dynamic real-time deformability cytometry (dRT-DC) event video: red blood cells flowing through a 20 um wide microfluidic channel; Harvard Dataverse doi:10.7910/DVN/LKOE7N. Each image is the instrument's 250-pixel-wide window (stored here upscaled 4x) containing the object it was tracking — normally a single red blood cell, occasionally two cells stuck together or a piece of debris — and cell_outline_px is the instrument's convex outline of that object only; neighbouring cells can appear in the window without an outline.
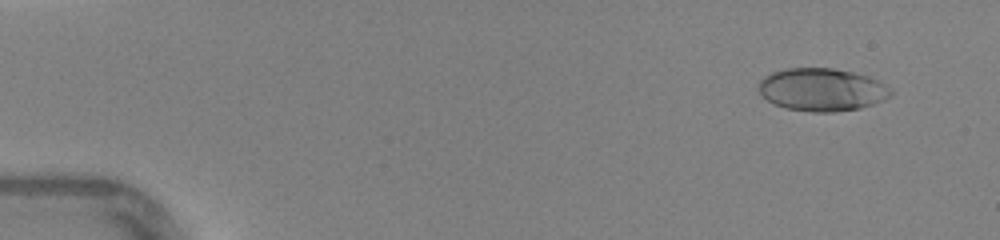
{"species": "human", "species_latin": "Homo sapiens", "temperature_condition": "warm", "stored_images_in_passage": 46, "camera_frame_rate_fps": 3000, "um_per_image_px": 0.085, "donor": {"sex": "female"}, "frame": {"image": 1, "passage_image": 4, "time_ms": 1.0, "image_size_px": [1000, 240], "cell_outline_px": [[892, 92], [884, 100], [860, 108], [832, 112], [812, 112], [788, 108], [772, 104], [760, 96], [760, 80], [764, 76], [772, 72], [784, 68], [832, 68], [852, 72], [868, 76], [880, 80], [892, 88]], "centroid_in_image_um": [69.86, 7.61], "position_along_channel_um": 15.1, "area_um2": 33.12}}
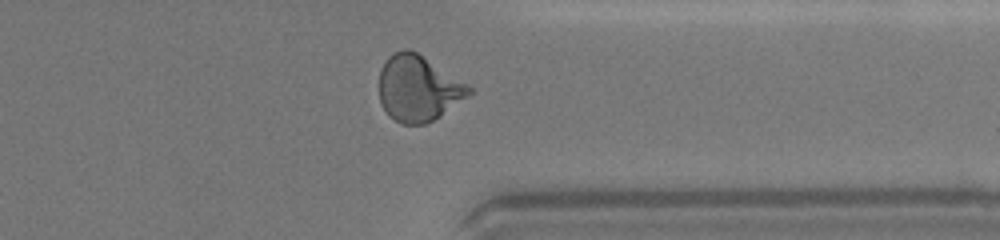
{"frame": {"image": 2, "passage_image": 37, "time_ms": 12.0, "image_size_px": [1000, 240], "cell_outline_px": [[472, 92], [468, 96], [440, 116], [424, 124], [400, 124], [388, 116], [380, 100], [380, 68], [384, 60], [392, 52], [404, 48], [408, 48], [416, 52], [468, 84], [472, 88]], "centroid_in_image_um": [35.52, 7.5], "position_along_channel_um": 375.9, "area_um2": 34.45}}
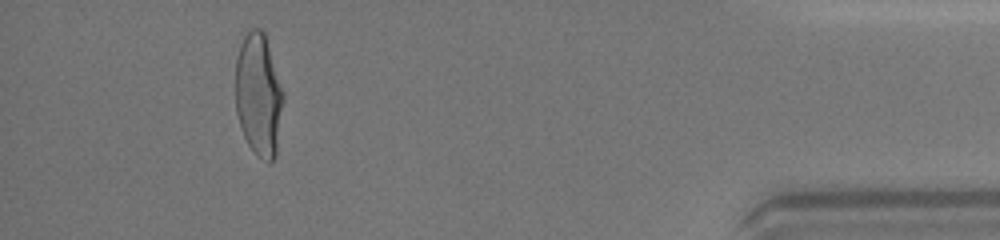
{"frame": {"image": 3, "passage_image": 43, "time_ms": 14.0, "image_size_px": [1000, 240], "cell_outline_px": [[284, 100], [276, 156], [268, 164], [256, 156], [248, 144], [244, 136], [236, 112], [236, 56], [240, 44], [244, 36], [252, 28], [260, 28], [264, 32], [284, 92]], "centroid_in_image_um": [21.99, 8.1], "position_along_channel_um": 413.2, "area_um2": 34.51}, "authors_computed_cell_mechanics": {"area_um2": 33.2928, "velocity_mm_per_s": 4.4048, "shape_relaxation_time_tau1_ms": 3.252, "shape_relaxation_time_tau2_ms": 0.6445, "deformation_change_tau1": 0.1719, "deformation_change_tau2": 0.0549}}